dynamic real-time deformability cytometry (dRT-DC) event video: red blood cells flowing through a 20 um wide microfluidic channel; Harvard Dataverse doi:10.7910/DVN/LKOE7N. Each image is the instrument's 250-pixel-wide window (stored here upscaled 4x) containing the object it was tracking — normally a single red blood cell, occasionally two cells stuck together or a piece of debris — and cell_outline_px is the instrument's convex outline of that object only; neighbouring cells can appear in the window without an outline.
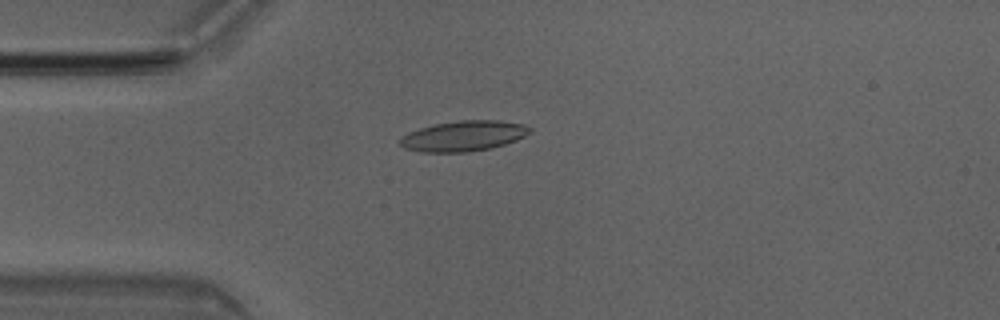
{"species": "Egyptian fruit bat (a non-hibernating species)", "species_latin": "Rousettus aegyptiacus", "temperature_condition": "room temperature", "stored_images_in_passage": 5, "camera_frame_rate_fps": 3000, "um_per_image_px": 0.085, "animal": {"sex": "male"}, "frame": {"image": 1, "passage_image": 4, "time_ms": 1.0, "image_size_px": [1000, 320], "cell_outline_px": [[532, 132], [516, 140], [492, 148], [468, 152], [420, 152], [404, 148], [400, 144], [400, 140], [408, 132], [432, 124], [460, 120], [500, 120], [524, 124], [532, 128]], "centroid_in_image_um": [39.42, 11.55], "position_along_channel_um": 45.6, "area_um2": 23.12}}